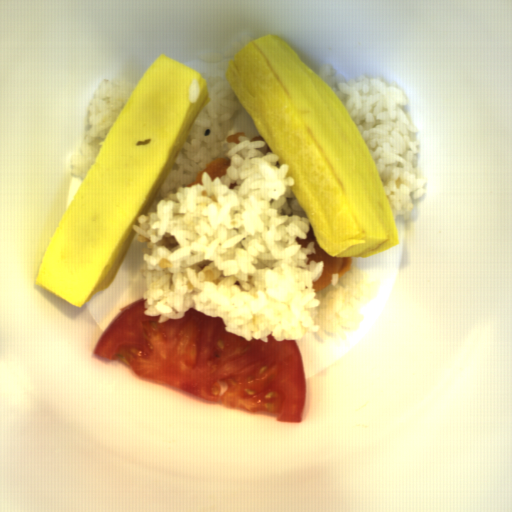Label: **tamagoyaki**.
Segmentation results:
<instances>
[{"label": "tamagoyaki", "mask_w": 512, "mask_h": 512, "mask_svg": "<svg viewBox=\"0 0 512 512\" xmlns=\"http://www.w3.org/2000/svg\"><path fill=\"white\" fill-rule=\"evenodd\" d=\"M225 78L303 208L320 248L369 258L400 245L378 166L349 112L284 39L264 34L229 57Z\"/></svg>", "instance_id": "tamagoyaki-1"}, {"label": "tamagoyaki", "mask_w": 512, "mask_h": 512, "mask_svg": "<svg viewBox=\"0 0 512 512\" xmlns=\"http://www.w3.org/2000/svg\"><path fill=\"white\" fill-rule=\"evenodd\" d=\"M212 100L203 75L164 54L128 96L57 225L35 284L78 308L112 286L139 225Z\"/></svg>", "instance_id": "tamagoyaki-2"}]
</instances>
